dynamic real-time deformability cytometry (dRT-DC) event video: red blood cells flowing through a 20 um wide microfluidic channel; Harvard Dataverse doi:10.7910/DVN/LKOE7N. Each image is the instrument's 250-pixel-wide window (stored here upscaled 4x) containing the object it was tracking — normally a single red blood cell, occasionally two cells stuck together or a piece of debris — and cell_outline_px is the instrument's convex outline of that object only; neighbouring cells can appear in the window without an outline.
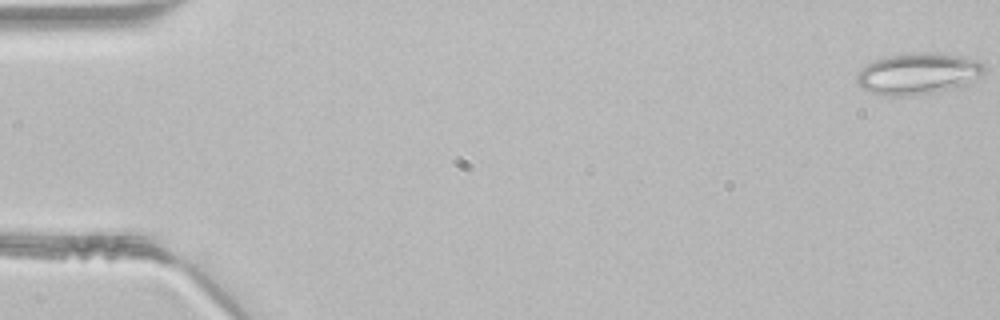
{"species": "common noctule bat (a hibernating species)", "species_latin": "Nyctalus noctula", "temperature_condition": "room temperature", "stored_images_in_passage": 47, "camera_frame_rate_fps": 3000, "um_per_image_px": 0.085, "animal": {"sex": "male", "body_mass_g": 21.5, "forearm_length_mm": 52.0}, "frame": {"image": 1, "passage_image": 1, "time_ms": 0.0, "image_size_px": [1000, 320], "cell_outline_px": [[984, 72], [964, 88], [912, 96], [880, 96], [856, 84], [856, 76], [868, 64], [876, 60], [888, 56], [916, 52], [936, 52], [968, 56], [984, 64]], "centroid_in_image_um": [78.11, 6.28], "position_along_channel_um": 6.9, "area_um2": 31.39}}
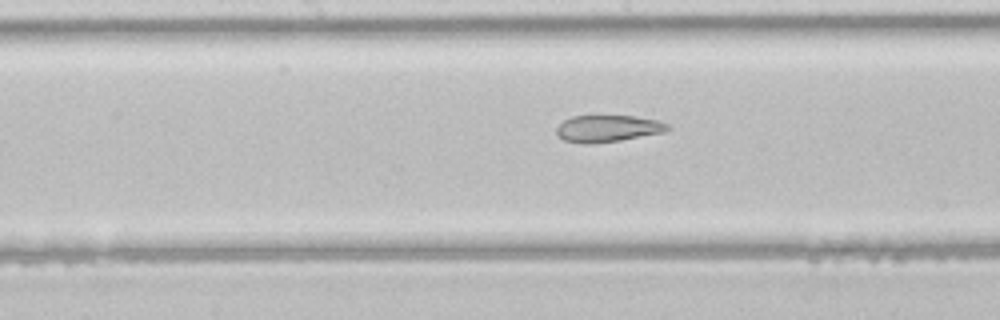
{"frame": {"image": 2, "passage_image": 24, "time_ms": 7.667, "image_size_px": [1000, 320], "cell_outline_px": [[672, 128], [664, 132], [620, 140], [592, 144], [584, 144], [564, 140], [556, 132], [556, 128], [564, 120], [572, 116], [632, 116], [656, 120], [668, 124]], "centroid_in_image_um": [51.66, 10.93], "position_along_channel_um": 196.5, "area_um2": 17.22}}
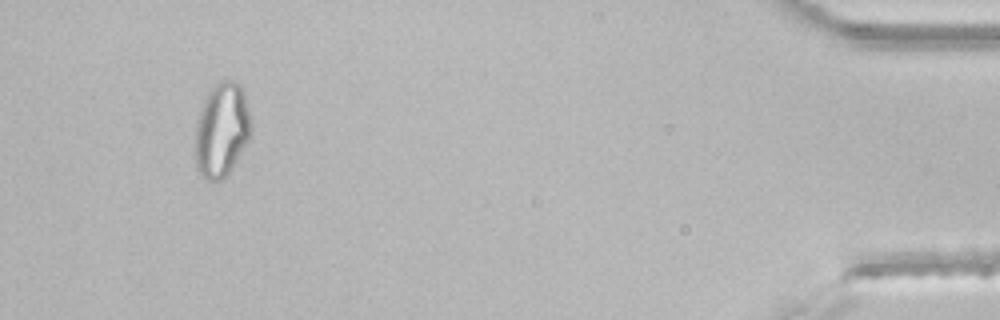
{"frame": {"image": 3, "passage_image": 44, "time_ms": 14.333, "image_size_px": [1000, 320], "cell_outline_px": [[252, 128], [248, 140], [228, 176], [224, 180], [208, 180], [196, 168], [196, 120], [204, 96], [220, 80], [232, 80], [240, 84], [244, 88], [252, 116]], "centroid_in_image_um": [18.88, 11.0], "position_along_channel_um": 416.3, "area_um2": 31.27}}